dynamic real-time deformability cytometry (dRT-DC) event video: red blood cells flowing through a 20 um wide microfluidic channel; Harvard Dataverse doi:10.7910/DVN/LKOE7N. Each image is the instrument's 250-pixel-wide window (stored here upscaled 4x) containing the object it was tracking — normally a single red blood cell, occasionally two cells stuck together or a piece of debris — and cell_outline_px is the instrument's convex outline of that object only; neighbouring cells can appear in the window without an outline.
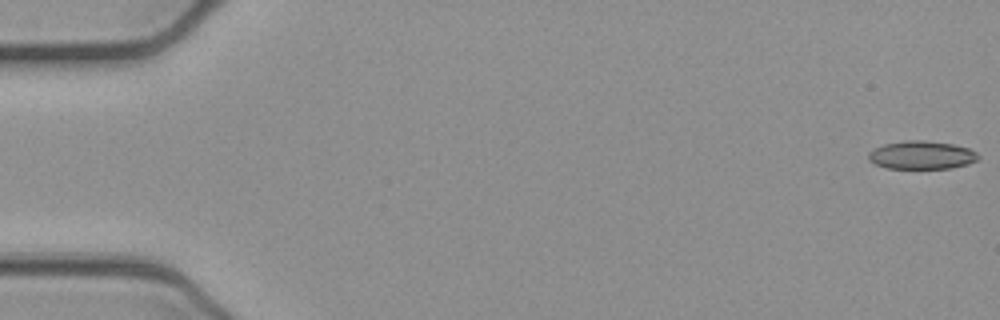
{"species": "common noctule bat (a hibernating species)", "species_latin": "Nyctalus noctula", "temperature_condition": "cold", "stored_images_in_passage": 53, "camera_frame_rate_fps": 3000, "um_per_image_px": 0.085, "animal": {"sex": "female", "body_mass_g": 21.9}, "frame": {"image": 1, "passage_image": 1, "time_ms": 0.0, "image_size_px": [1000, 320], "cell_outline_px": [[980, 156], [976, 160], [968, 164], [952, 168], [888, 168], [876, 164], [868, 160], [868, 152], [884, 144], [904, 140], [924, 140], [952, 144], [968, 148], [976, 152]], "centroid_in_image_um": [78.34, 13.18], "position_along_channel_um": 6.7, "area_um2": 17.98}}
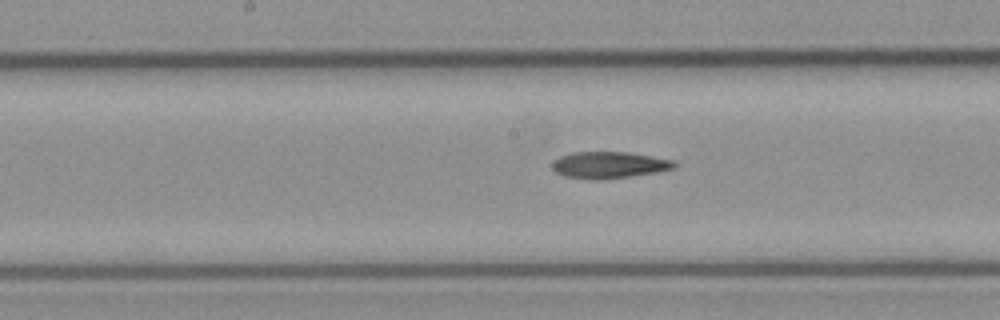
{"frame": {"image": 2, "passage_image": 27, "time_ms": 8.667, "image_size_px": [1000, 320], "cell_outline_px": [[676, 164], [672, 168], [660, 172], [600, 180], [592, 180], [564, 176], [556, 172], [552, 168], [552, 164], [560, 156], [572, 152], [628, 152], [676, 160]], "centroid_in_image_um": [51.79, 14.02], "position_along_channel_um": 196.4, "area_um2": 19.02}}
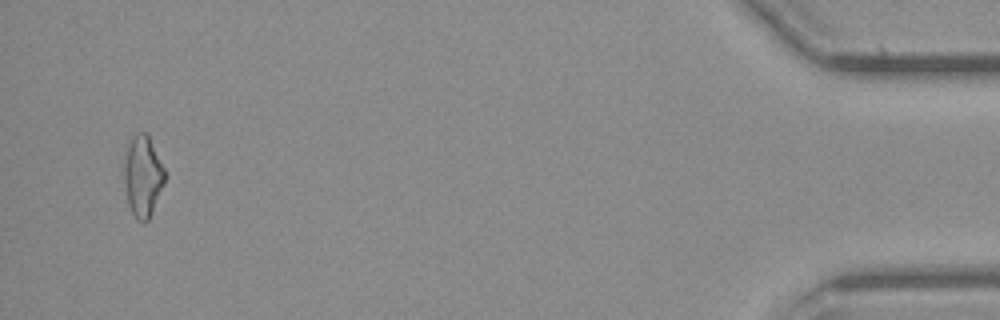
{"frame": {"image": 3, "passage_image": 51, "time_ms": 16.667, "image_size_px": [1000, 320], "cell_outline_px": [[168, 176], [152, 212], [148, 220], [144, 224], [136, 220], [128, 204], [124, 180], [124, 164], [128, 144], [132, 136], [140, 132], [148, 132]], "centroid_in_image_um": [12.17, 14.97], "position_along_channel_um": 423.0, "area_um2": 19.59}, "authors_computed_cell_mechanics": {"area_um2": 19.0162, "velocity_mm_per_s": 3.9083, "shape_relaxation_time_tau1_ms": 9.3081, "shape_relaxation_time_tau2_ms": null, "deformation_change_tau1": 0.2073, "deformation_change_tau2": null}}